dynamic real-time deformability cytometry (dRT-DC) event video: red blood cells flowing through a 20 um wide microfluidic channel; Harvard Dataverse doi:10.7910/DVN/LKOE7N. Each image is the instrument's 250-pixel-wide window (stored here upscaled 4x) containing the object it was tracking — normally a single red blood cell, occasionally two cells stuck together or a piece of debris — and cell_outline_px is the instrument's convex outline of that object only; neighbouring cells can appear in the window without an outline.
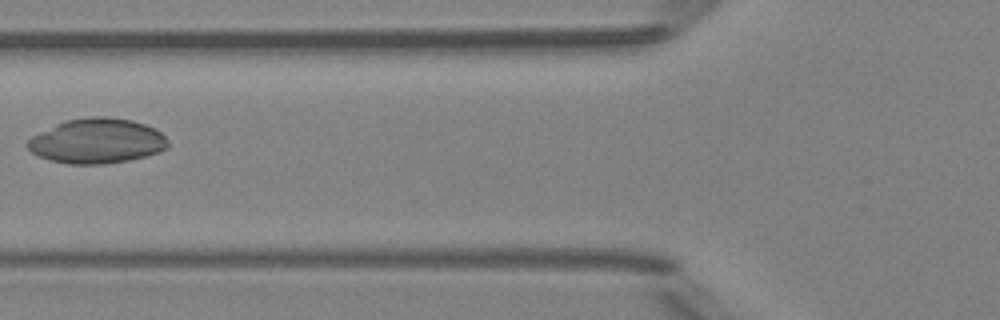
{"species": "Egyptian fruit bat (a non-hibernating species)", "species_latin": "Rousettus aegyptiacus", "temperature_condition": "room temperature", "stored_images_in_passage": 7, "camera_frame_rate_fps": 3000, "um_per_image_px": 0.085, "animal": {"sex": "female"}, "frame": {"image": 1, "passage_image": 6, "time_ms": 6.0, "image_size_px": [1000, 320], "cell_outline_px": [[168, 148], [160, 152], [128, 160], [104, 164], [68, 164], [48, 160], [36, 156], [24, 144], [32, 136], [64, 120], [88, 116], [104, 116], [132, 120], [156, 128], [164, 136], [168, 144]], "centroid_in_image_um": [8.21, 11.98], "position_along_channel_um": 117.6, "area_um2": 36.99}}
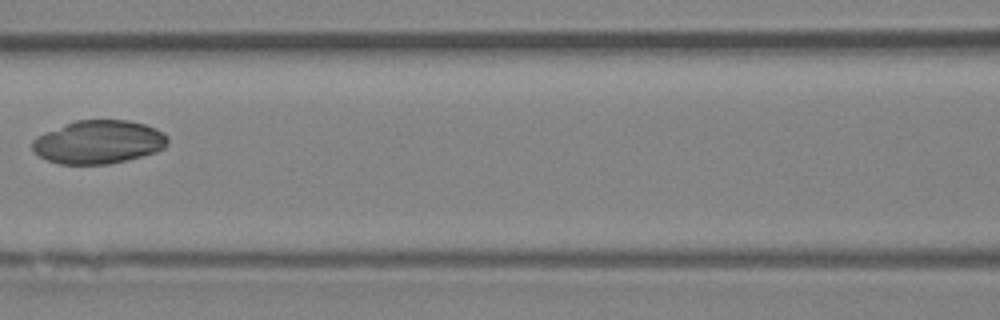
{"frame": {"image": 2, "passage_image": 7, "time_ms": 7.0, "image_size_px": [1000, 320], "cell_outline_px": [[168, 144], [164, 148], [156, 152], [128, 160], [108, 164], [60, 164], [48, 160], [40, 156], [32, 148], [32, 140], [36, 136], [64, 124], [76, 120], [128, 120], [144, 124], [156, 128], [168, 136]], "centroid_in_image_um": [8.4, 12.07], "position_along_channel_um": 158.2, "area_um2": 34.28}}